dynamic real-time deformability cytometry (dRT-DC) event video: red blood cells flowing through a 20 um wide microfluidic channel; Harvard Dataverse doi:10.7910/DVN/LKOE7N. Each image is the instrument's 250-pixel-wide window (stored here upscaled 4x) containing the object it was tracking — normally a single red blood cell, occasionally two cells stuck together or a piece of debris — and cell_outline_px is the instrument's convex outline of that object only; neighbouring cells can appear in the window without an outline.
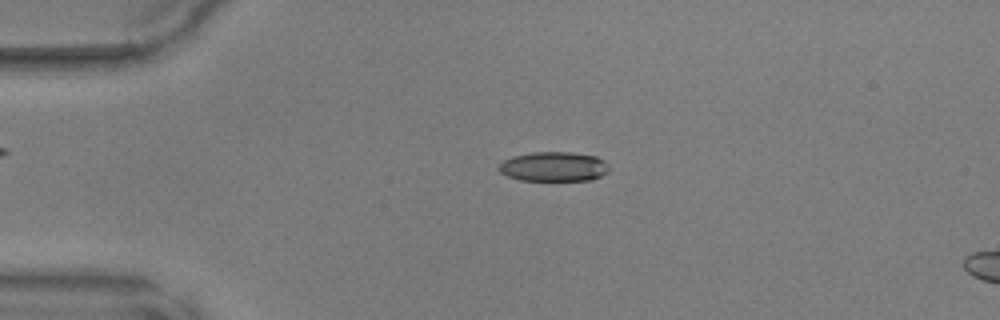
{"species": "common noctule bat (a hibernating species)", "species_latin": "Nyctalus noctula", "temperature_condition": "warm", "stored_images_in_passage": 15, "camera_frame_rate_fps": 3000, "um_per_image_px": 0.085, "animal": {"sex": "male", "body_mass_g": 17.9, "forearm_length_mm": 54.2}, "frame": {"image": 1, "passage_image": 11, "time_ms": 3.333, "image_size_px": [1000, 320], "cell_outline_px": [[608, 172], [592, 180], [520, 180], [508, 176], [500, 172], [496, 168], [504, 160], [512, 156], [532, 152], [572, 152], [596, 156], [604, 160], [608, 164]], "centroid_in_image_um": [47.06, 14.15], "position_along_channel_um": 37.9, "area_um2": 19.07}}